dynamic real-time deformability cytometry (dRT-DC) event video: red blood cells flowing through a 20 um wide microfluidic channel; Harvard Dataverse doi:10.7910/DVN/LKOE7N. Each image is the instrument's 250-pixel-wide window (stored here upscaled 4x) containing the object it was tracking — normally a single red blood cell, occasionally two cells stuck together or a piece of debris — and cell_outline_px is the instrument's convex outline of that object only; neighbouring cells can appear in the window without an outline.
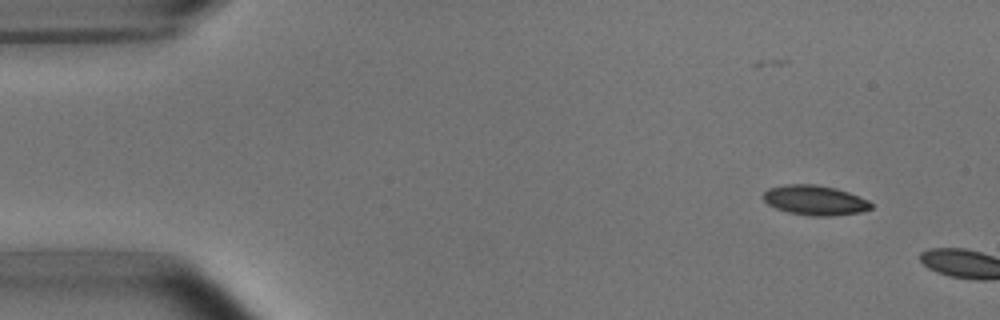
{"species": "common noctule bat (a hibernating species)", "species_latin": "Nyctalus noctula", "temperature_condition": "room temperature", "stored_images_in_passage": 2, "camera_frame_rate_fps": 3000, "um_per_image_px": 0.085, "animal": {"sex": "male", "body_mass_g": 15.6}, "frame": {"image": 1, "passage_image": 1, "time_ms": 0.0, "image_size_px": [1000, 320], "cell_outline_px": [[872, 208], [864, 212], [836, 216], [812, 216], [788, 212], [776, 208], [768, 204], [760, 196], [768, 188], [788, 184], [812, 184], [836, 188], [848, 192], [868, 200], [872, 204]], "centroid_in_image_um": [69.27, 17.03], "position_along_channel_um": 15.7, "area_um2": 18.9}}